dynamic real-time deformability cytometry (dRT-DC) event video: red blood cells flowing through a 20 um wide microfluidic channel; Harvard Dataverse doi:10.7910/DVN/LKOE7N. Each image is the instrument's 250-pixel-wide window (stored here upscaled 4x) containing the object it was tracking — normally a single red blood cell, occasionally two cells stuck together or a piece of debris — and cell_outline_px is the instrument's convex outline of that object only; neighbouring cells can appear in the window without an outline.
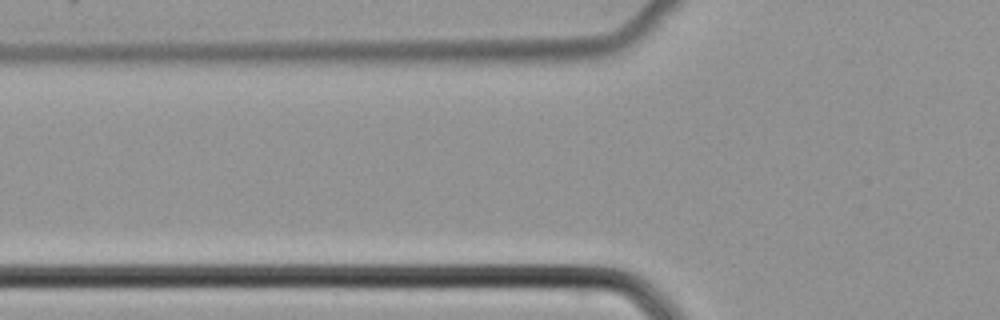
{"species": "common noctule bat (a hibernating species)", "species_latin": "Nyctalus noctula", "temperature_condition": "cold", "stored_images_in_passage": 4, "camera_frame_rate_fps": 3000, "um_per_image_px": 0.085, "animal": {"sex": "female", "body_mass_g": 22.7, "forearm_length_mm": 54.2}, "frame": {"image": 1, "passage_image": 2, "time_ms": 0.333, "image_size_px": [1000, 320], "cell_outline_px": [[636, 16], [628, 24], [616, 32], [608, 36], [592, 40], [508, 48], [408, 44], [408, 40]], "centroid_in_image_um": [45.26, 2.98], "position_along_channel_um": 80.5, "area_um2": 23.76}}